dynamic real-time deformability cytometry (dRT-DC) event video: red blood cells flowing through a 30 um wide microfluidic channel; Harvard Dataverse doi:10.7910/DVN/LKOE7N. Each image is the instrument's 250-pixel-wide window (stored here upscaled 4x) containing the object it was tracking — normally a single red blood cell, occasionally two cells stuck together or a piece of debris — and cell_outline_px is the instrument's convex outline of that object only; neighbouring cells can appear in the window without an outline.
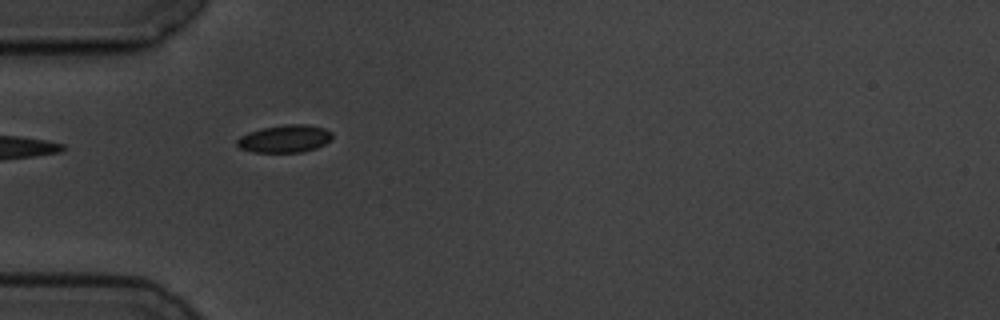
{"species": "common noctule bat (a hibernating species)", "species_latin": "Nyctalus noctula", "temperature_condition": "cold", "stored_images_in_passage": 3, "camera_frame_rate_fps": 3000, "um_per_image_px": 0.085, "animal": {"sex": "male", "body_mass_g": 19.5, "forearm_length_mm": 54.6}, "frame": {"image": 1, "passage_image": 1, "time_ms": 0.0, "image_size_px": [1000, 320], "cell_outline_px": [[332, 140], [316, 148], [304, 152], [252, 152], [240, 148], [236, 144], [236, 140], [240, 136], [248, 132], [264, 128], [284, 124], [308, 124], [324, 128], [332, 132]], "centroid_in_image_um": [24.22, 11.79], "position_along_channel_um": 60.8, "area_um2": 15.43}}
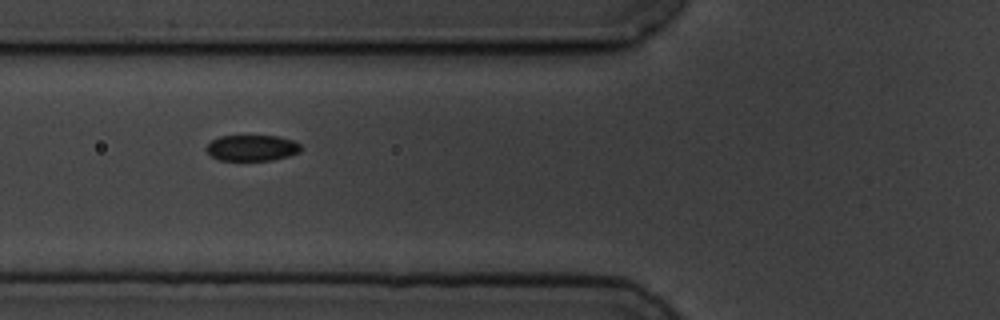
{"frame": {"image": 2, "passage_image": 2, "time_ms": 1.333, "image_size_px": [1000, 320], "cell_outline_px": [[300, 152], [288, 156], [272, 160], [220, 160], [212, 156], [204, 148], [212, 140], [220, 136], [276, 136], [292, 140], [300, 144]], "centroid_in_image_um": [21.4, 12.57], "position_along_channel_um": 104.4, "area_um2": 14.16}}
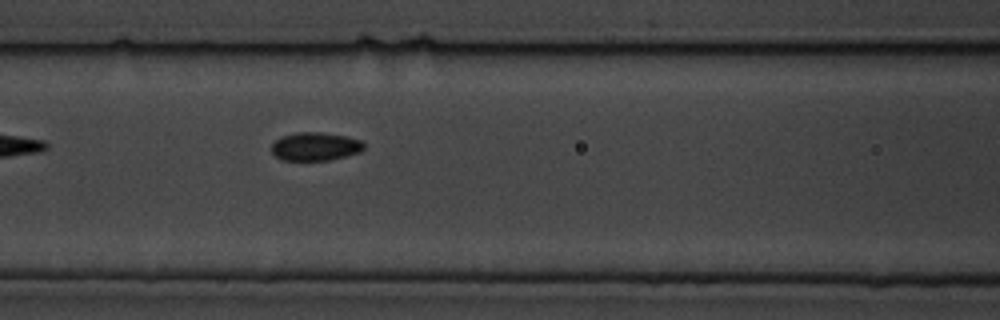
{"frame": {"image": 3, "passage_image": 3, "time_ms": 2.333, "image_size_px": [1000, 320], "cell_outline_px": [[364, 148], [360, 152], [328, 160], [280, 160], [272, 152], [272, 144], [280, 136], [296, 132], [320, 132], [344, 136], [360, 140], [364, 144]], "centroid_in_image_um": [26.76, 12.45], "position_along_channel_um": 139.8, "area_um2": 15.14}}